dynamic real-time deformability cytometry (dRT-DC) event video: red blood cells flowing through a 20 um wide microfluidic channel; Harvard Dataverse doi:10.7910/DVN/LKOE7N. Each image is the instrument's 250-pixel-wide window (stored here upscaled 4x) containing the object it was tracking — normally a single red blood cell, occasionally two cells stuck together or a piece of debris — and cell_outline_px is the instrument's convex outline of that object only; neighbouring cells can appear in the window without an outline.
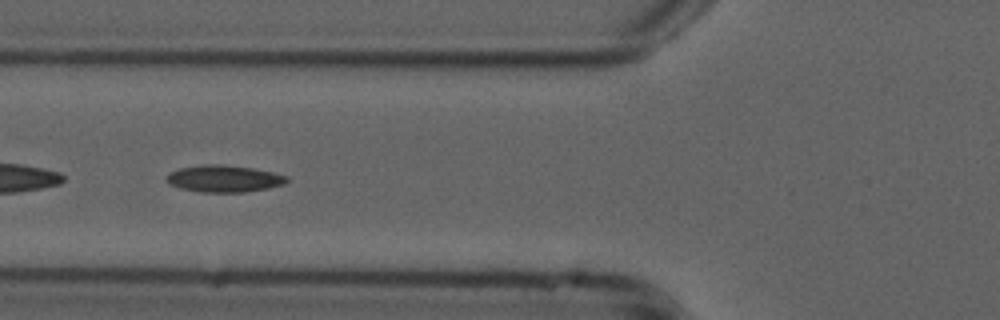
{"species": "common noctule bat (a hibernating species)", "species_latin": "Nyctalus noctula", "temperature_condition": "cold", "stored_images_in_passage": 53, "camera_frame_rate_fps": 3000, "um_per_image_px": 0.085, "animal": {"sex": "male", "forearm_length_mm": 52.5}, "frame": {"image": 1, "passage_image": 19, "time_ms": 6.0, "image_size_px": [1000, 320], "cell_outline_px": [[288, 180], [284, 184], [268, 188], [244, 192], [204, 192], [180, 188], [168, 184], [164, 180], [164, 176], [180, 168], [204, 164], [216, 164], [252, 168], [272, 172], [288, 176]], "centroid_in_image_um": [19.01, 15.19], "position_along_channel_um": 106.8, "area_um2": 18.79}}
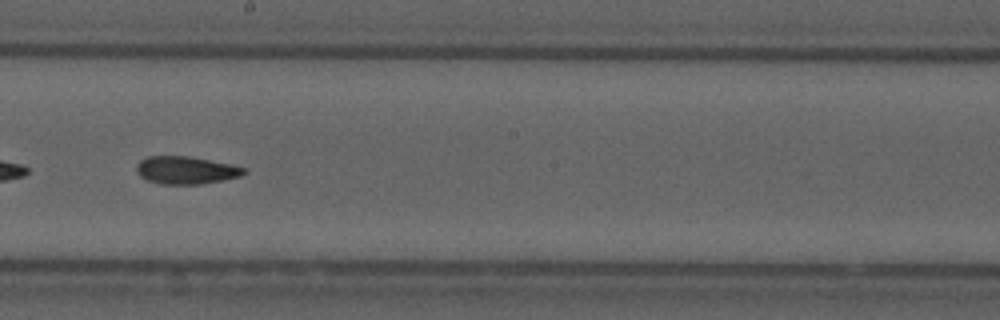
{"frame": {"image": 2, "passage_image": 29, "time_ms": 9.333, "image_size_px": [1000, 320], "cell_outline_px": [[248, 172], [240, 176], [200, 184], [160, 184], [148, 180], [140, 176], [136, 172], [136, 164], [140, 160], [148, 156], [188, 156], [228, 164], [244, 168]], "centroid_in_image_um": [15.75, 14.46], "position_along_channel_um": 232.5, "area_um2": 17.11}}
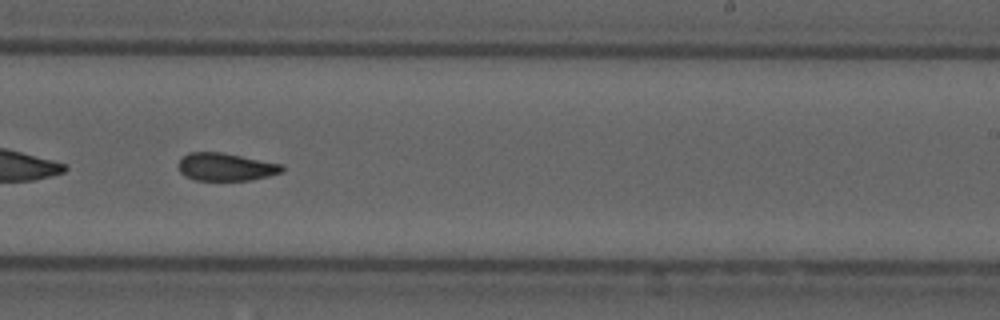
{"frame": {"image": 3, "passage_image": 32, "time_ms": 10.333, "image_size_px": [1000, 320], "cell_outline_px": [[284, 172], [252, 180], [196, 180], [180, 172], [180, 160], [188, 152], [220, 152], [284, 164]], "centroid_in_image_um": [19.26, 14.18], "position_along_channel_um": 269.7, "area_um2": 16.65}, "authors_computed_cell_mechanics": {"area_um2": 17.6868, "velocity_mm_per_s": 3.7634, "shape_relaxation_time_tau1_ms": null, "shape_relaxation_time_tau2_ms": 3.4329, "deformation_change_tau1": null, "deformation_change_tau2": 0.1017}}